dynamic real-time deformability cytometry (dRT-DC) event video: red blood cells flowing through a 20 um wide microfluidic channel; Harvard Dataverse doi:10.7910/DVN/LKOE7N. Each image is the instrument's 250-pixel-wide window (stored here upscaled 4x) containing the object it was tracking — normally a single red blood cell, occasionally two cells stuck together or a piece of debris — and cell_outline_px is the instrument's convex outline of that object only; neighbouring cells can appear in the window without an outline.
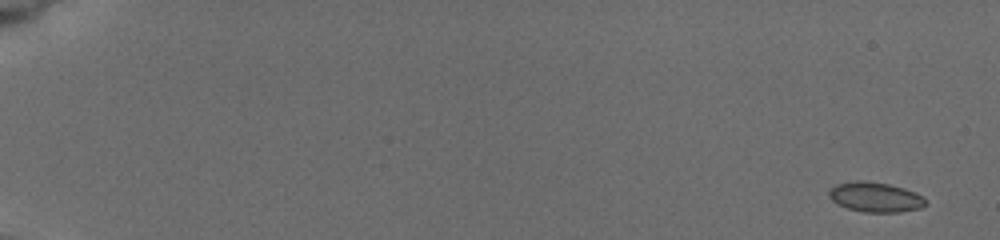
{"species": "common noctule bat (a hibernating species)", "species_latin": "Nyctalus noctula", "temperature_condition": "cold", "stored_images_in_passage": 10, "camera_frame_rate_fps": 3000, "um_per_image_px": 0.085, "animal": {"sex": "female", "body_mass_g": 19.5, "forearm_length_mm": 54.1}, "frame": {"image": 1, "passage_image": 1, "time_ms": 0.0, "image_size_px": [1000, 240], "cell_outline_px": [[928, 204], [920, 208], [900, 212], [864, 212], [848, 208], [836, 204], [828, 196], [828, 192], [836, 184], [856, 180], [864, 180], [888, 184], [904, 188], [924, 196], [928, 200]], "centroid_in_image_um": [74.43, 16.75], "position_along_channel_um": 10.6, "area_um2": 16.99}}
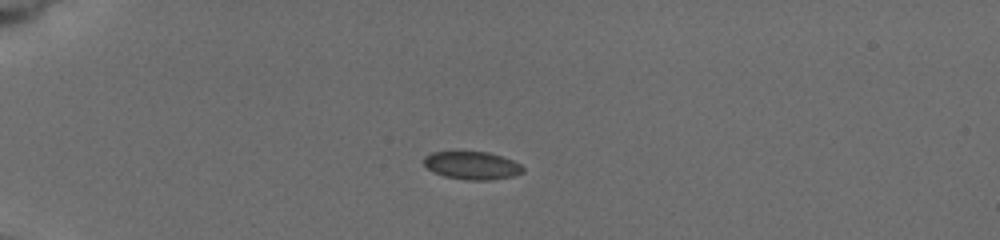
{"frame": {"image": 2, "passage_image": 6, "time_ms": 4.667, "image_size_px": [1000, 240], "cell_outline_px": [[524, 172], [512, 176], [488, 180], [468, 180], [444, 176], [432, 172], [424, 164], [424, 156], [432, 152], [488, 152], [512, 160], [520, 164], [524, 168]], "centroid_in_image_um": [40.11, 14.07], "position_along_channel_um": 44.9, "area_um2": 16.01}}
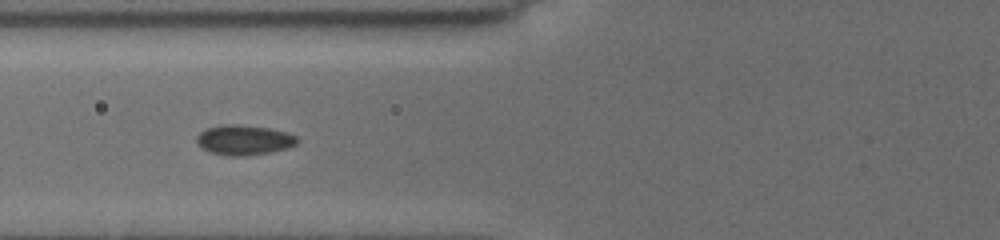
{"frame": {"image": 3, "passage_image": 9, "time_ms": 7.333, "image_size_px": [1000, 240], "cell_outline_px": [[300, 140], [296, 144], [288, 148], [272, 152], [244, 156], [228, 156], [212, 152], [200, 148], [196, 144], [196, 136], [204, 128], [220, 124], [240, 124], [272, 128], [288, 132], [296, 136]], "centroid_in_image_um": [20.73, 11.88], "position_along_channel_um": 105.1, "area_um2": 18.09}}